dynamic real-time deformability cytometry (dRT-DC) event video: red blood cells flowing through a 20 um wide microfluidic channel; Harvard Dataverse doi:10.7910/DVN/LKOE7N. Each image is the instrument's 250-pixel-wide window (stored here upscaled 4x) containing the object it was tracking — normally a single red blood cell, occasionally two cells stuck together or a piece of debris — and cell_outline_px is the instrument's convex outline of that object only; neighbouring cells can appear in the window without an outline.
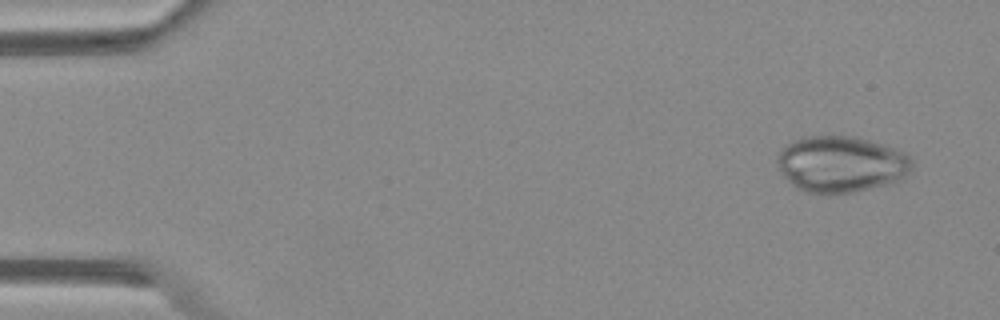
{"species": "Egyptian fruit bat (a non-hibernating species)", "species_latin": "Rousettus aegyptiacus", "temperature_condition": "warm", "stored_images_in_passage": 48, "camera_frame_rate_fps": 3000, "um_per_image_px": 0.085, "animal": {"sex": "female"}, "frame": {"image": 1, "passage_image": 2, "time_ms": 0.333, "image_size_px": [1000, 320], "cell_outline_px": [[912, 172], [900, 180], [852, 192], [828, 196], [804, 192], [796, 188], [780, 172], [776, 160], [784, 144], [800, 136], [856, 136], [884, 144], [896, 148], [912, 156]], "centroid_in_image_um": [71.48, 13.95], "position_along_channel_um": 13.5, "area_um2": 45.08}}
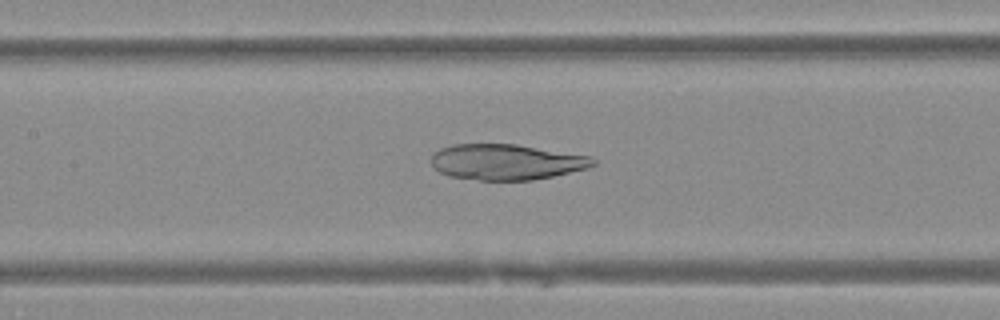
{"frame": {"image": 2, "passage_image": 22, "time_ms": 7.0, "image_size_px": [1000, 320], "cell_outline_px": [[596, 164], [588, 168], [552, 176], [532, 180], [480, 180], [448, 176], [440, 172], [432, 164], [432, 152], [440, 148], [452, 144], [516, 144], [592, 156], [596, 160]], "centroid_in_image_um": [43.04, 13.76], "position_along_channel_um": 164.4, "area_um2": 33.76}}
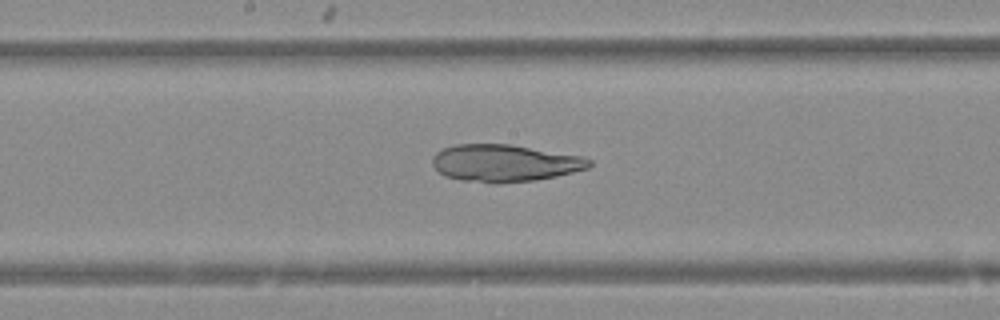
{"frame": {"image": 3, "passage_image": 25, "time_ms": 8.0, "image_size_px": [1000, 320], "cell_outline_px": [[592, 164], [588, 168], [556, 176], [532, 180], [500, 184], [492, 184], [460, 180], [444, 176], [432, 164], [432, 156], [436, 152], [444, 148], [456, 144], [512, 144], [584, 156], [592, 160]], "centroid_in_image_um": [42.9, 13.86], "position_along_channel_um": 205.3, "area_um2": 34.33}}